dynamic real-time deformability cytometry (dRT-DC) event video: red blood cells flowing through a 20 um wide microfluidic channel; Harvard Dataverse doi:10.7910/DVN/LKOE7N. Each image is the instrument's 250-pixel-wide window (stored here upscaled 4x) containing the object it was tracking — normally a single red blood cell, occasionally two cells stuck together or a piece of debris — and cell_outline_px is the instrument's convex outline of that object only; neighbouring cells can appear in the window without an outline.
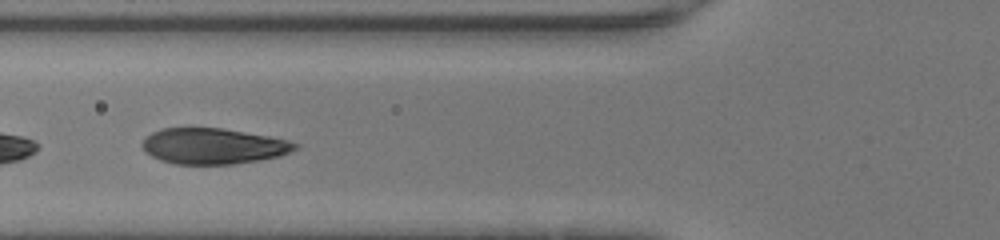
{"species": "human", "species_latin": "Homo sapiens", "temperature_condition": "warm", "stored_images_in_passage": 26, "camera_frame_rate_fps": 3000, "um_per_image_px": 0.085, "donor": {"sex": "female"}, "frame": {"image": 1, "passage_image": 6, "time_ms": 1.667, "image_size_px": [1000, 240], "cell_outline_px": [[300, 148], [280, 156], [232, 164], [172, 164], [160, 160], [144, 152], [140, 144], [152, 132], [160, 128], [220, 128], [268, 136], [288, 140], [300, 144]], "centroid_in_image_um": [18.11, 12.42], "position_along_channel_um": 107.7, "area_um2": 31.91}}
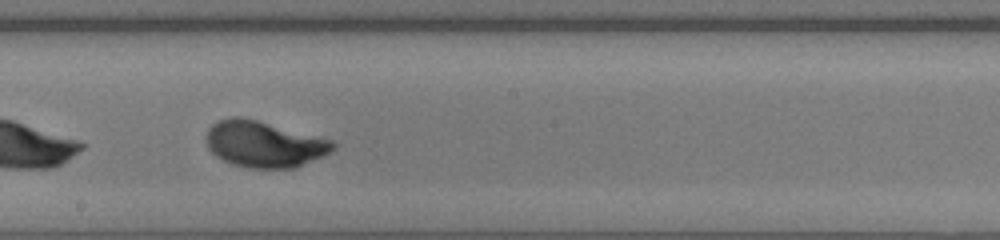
{"frame": {"image": 2, "passage_image": 14, "time_ms": 4.333, "image_size_px": [1000, 240], "cell_outline_px": [[336, 148], [332, 152], [296, 168], [248, 168], [232, 164], [216, 156], [208, 148], [208, 128], [216, 120], [232, 116], [240, 116], [256, 120], [332, 140], [336, 144]], "centroid_in_image_um": [22.46, 12.25], "position_along_channel_um": 225.7, "area_um2": 34.04}}
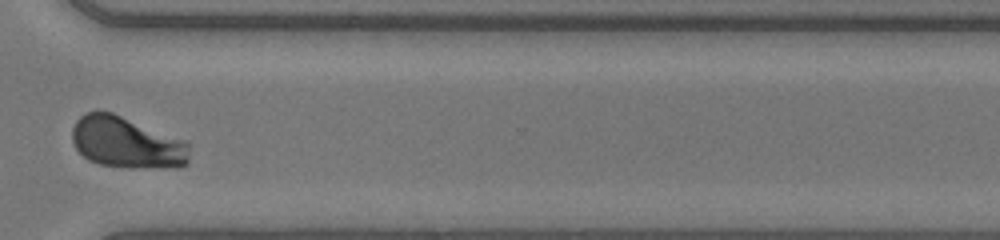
{"frame": {"image": 3, "passage_image": 23, "time_ms": 7.333, "image_size_px": [1000, 240], "cell_outline_px": [[188, 164], [180, 168], [132, 168], [100, 164], [88, 160], [76, 148], [72, 140], [72, 128], [76, 120], [80, 116], [88, 112], [112, 112], [184, 140], [188, 144]], "centroid_in_image_um": [10.78, 12.14], "position_along_channel_um": 359.8, "area_um2": 35.14}, "authors_computed_cell_mechanics": {"area_um2": 33.8708, "velocity_mm_per_s": 4.4547, "shape_relaxation_time_tau1_ms": 2.0813, "shape_relaxation_time_tau2_ms": null, "deformation_change_tau1": 0.1687, "deformation_change_tau2": null}}